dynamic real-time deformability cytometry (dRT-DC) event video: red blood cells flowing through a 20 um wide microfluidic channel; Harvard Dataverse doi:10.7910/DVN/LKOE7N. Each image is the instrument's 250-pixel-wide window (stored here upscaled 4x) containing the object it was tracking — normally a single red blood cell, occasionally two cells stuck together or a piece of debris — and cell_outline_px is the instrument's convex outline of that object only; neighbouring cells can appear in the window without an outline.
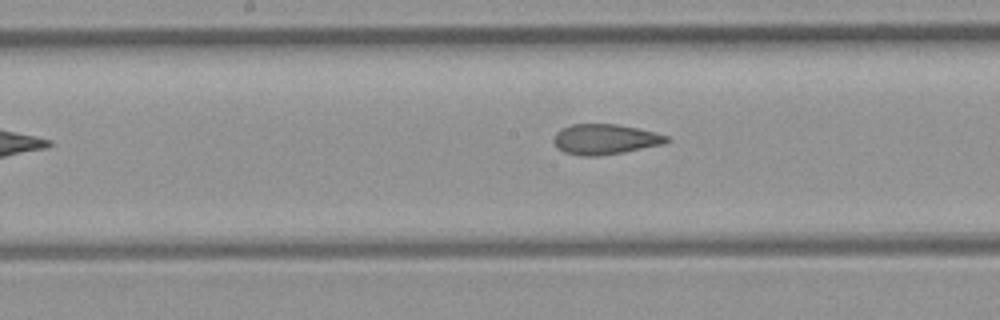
{"species": "common noctule bat (a hibernating species)", "species_latin": "Nyctalus noctula", "temperature_condition": "room temperature", "stored_images_in_passage": 7, "camera_frame_rate_fps": 3000, "um_per_image_px": 0.085, "animal": {"sex": "female", "body_mass_g": 21.9}, "frame": {"image": 1, "passage_image": 6, "time_ms": 5.667, "image_size_px": [1000, 320], "cell_outline_px": [[668, 140], [664, 144], [624, 152], [600, 156], [580, 156], [564, 152], [556, 148], [552, 140], [556, 132], [560, 128], [572, 124], [616, 124], [656, 132], [668, 136]], "centroid_in_image_um": [51.38, 11.84], "position_along_channel_um": 196.8, "area_um2": 20.11}}